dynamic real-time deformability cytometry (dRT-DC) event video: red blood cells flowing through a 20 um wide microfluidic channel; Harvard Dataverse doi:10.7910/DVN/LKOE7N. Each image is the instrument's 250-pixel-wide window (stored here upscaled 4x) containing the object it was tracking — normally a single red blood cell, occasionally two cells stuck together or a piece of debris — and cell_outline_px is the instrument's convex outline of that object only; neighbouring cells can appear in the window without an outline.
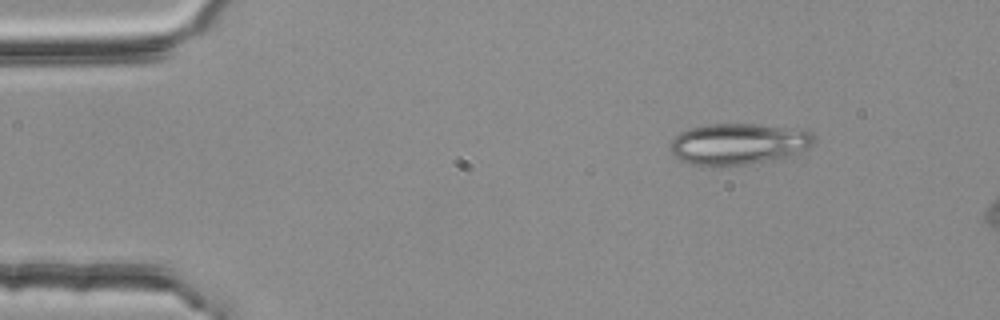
{"species": "common noctule bat (a hibernating species)", "species_latin": "Nyctalus noctula", "temperature_condition": "room temperature", "stored_images_in_passage": 3, "camera_frame_rate_fps": 3000, "um_per_image_px": 0.085, "animal": {"sex": "female", "body_mass_g": 25.1}, "frame": {"image": 1, "passage_image": 1, "time_ms": 0.0, "image_size_px": [1000, 320], "cell_outline_px": [[816, 140], [808, 148], [792, 156], [748, 164], [688, 164], [680, 160], [668, 148], [672, 140], [680, 132], [704, 124], [756, 124], [792, 128], [812, 132], [816, 136]], "centroid_in_image_um": [62.8, 12.21], "position_along_channel_um": 22.2, "area_um2": 34.33}}